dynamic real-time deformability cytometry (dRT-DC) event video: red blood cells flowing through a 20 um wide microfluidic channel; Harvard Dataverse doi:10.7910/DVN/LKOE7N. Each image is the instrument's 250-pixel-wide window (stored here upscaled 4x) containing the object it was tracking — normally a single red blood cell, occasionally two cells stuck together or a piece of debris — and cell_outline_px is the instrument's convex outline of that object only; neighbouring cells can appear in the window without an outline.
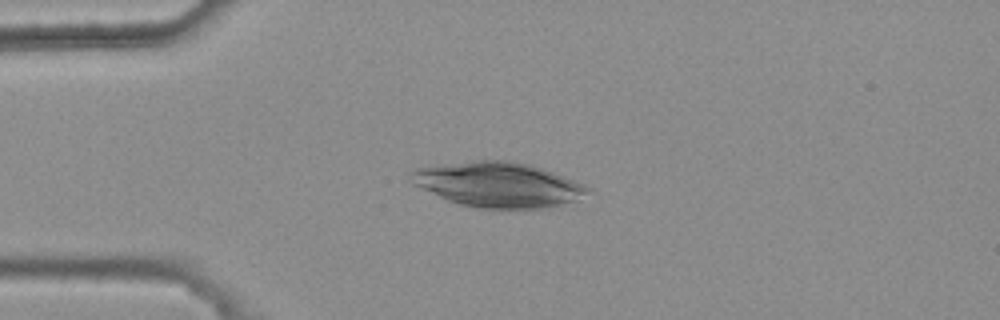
{"species": "common noctule bat (a hibernating species)", "species_latin": "Nyctalus noctula", "temperature_condition": "warm", "stored_images_in_passage": 5, "camera_frame_rate_fps": 3000, "um_per_image_px": 0.085, "animal": {"sex": "female", "body_mass_g": 25.1}, "frame": {"image": 1, "passage_image": 1, "time_ms": 0.0, "image_size_px": [1000, 320], "cell_outline_px": [[592, 192], [576, 200], [544, 208], [476, 208], [460, 204], [448, 200], [412, 184], [408, 180], [408, 172], [416, 168], [444, 164], [476, 160], [508, 160], [532, 164], [584, 184], [592, 188]], "centroid_in_image_um": [42.33, 15.68], "position_along_channel_um": 42.7, "area_um2": 46.47}}
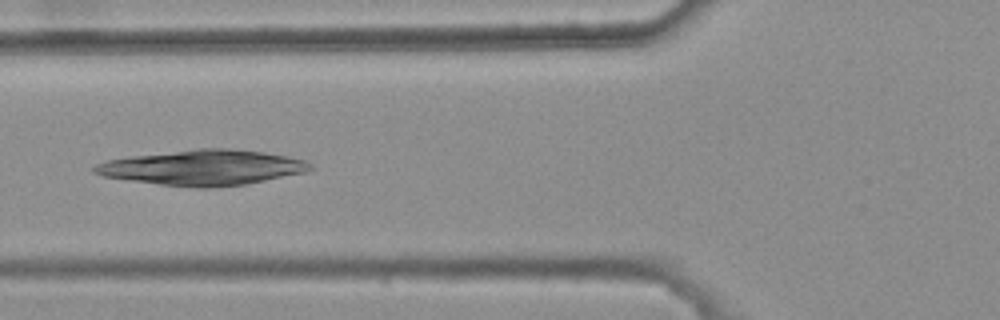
{"frame": {"image": 2, "passage_image": 3, "time_ms": 0.667, "image_size_px": [1000, 320], "cell_outline_px": [[312, 168], [304, 172], [244, 184], [212, 188], [196, 188], [160, 184], [128, 180], [100, 176], [92, 172], [92, 168], [96, 164], [108, 160], [132, 156], [196, 148], [232, 148], [264, 152], [288, 156], [308, 160], [312, 164]], "centroid_in_image_um": [17.22, 14.23], "position_along_channel_um": 108.6, "area_um2": 44.33}}